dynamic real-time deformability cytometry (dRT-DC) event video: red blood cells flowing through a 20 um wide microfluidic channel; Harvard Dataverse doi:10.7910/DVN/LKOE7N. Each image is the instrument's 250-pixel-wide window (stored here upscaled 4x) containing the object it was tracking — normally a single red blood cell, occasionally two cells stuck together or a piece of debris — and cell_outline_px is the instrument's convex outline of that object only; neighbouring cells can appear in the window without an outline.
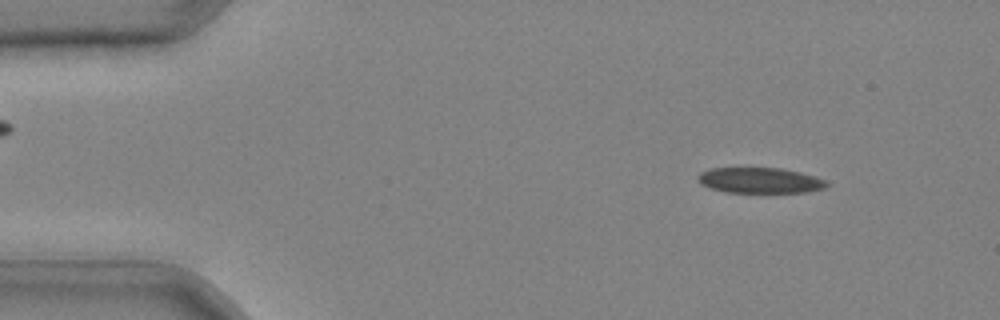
{"species": "common noctule bat (a hibernating species)", "species_latin": "Nyctalus noctula", "temperature_condition": "cold", "stored_images_in_passage": 39, "camera_frame_rate_fps": 3000, "um_per_image_px": 0.085, "animal": {"sex": "male", "body_mass_g": 20.4}, "frame": {"image": 1, "passage_image": 3, "time_ms": 0.667, "image_size_px": [1000, 320], "cell_outline_px": [[828, 184], [824, 188], [808, 192], [724, 192], [700, 184], [696, 180], [696, 176], [700, 172], [708, 168], [780, 168], [800, 172], [816, 176], [828, 180]], "centroid_in_image_um": [64.58, 15.32], "position_along_channel_um": 20.4, "area_um2": 19.36}}
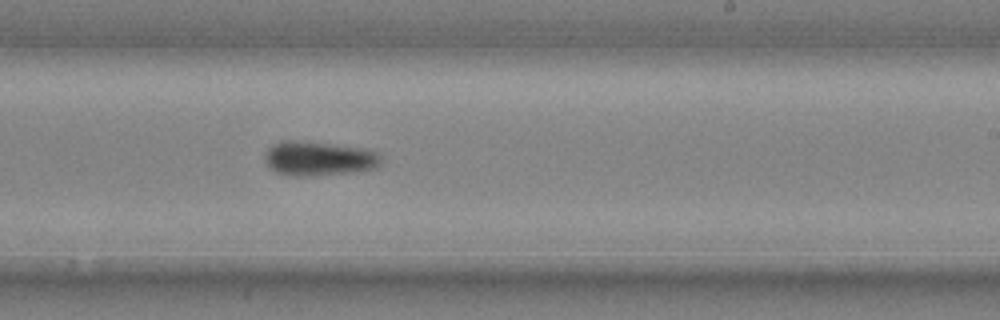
{"frame": {"image": 2, "passage_image": 24, "time_ms": 7.667, "image_size_px": [1000, 320], "cell_outline_px": [[380, 164], [376, 168], [352, 172], [312, 176], [288, 176], [276, 172], [268, 168], [264, 160], [264, 156], [268, 148], [284, 140], [292, 140], [372, 148], [380, 152]], "centroid_in_image_um": [27.12, 13.48], "position_along_channel_um": 261.9, "area_um2": 23.7}}
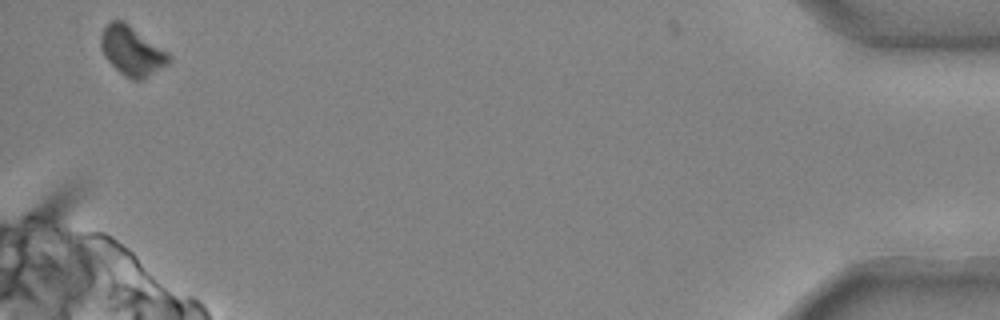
{"frame": {"image": 3, "passage_image": 39, "time_ms": 12.667, "image_size_px": [1000, 320], "cell_outline_px": [[172, 60], [168, 64], [144, 80], [132, 80], [124, 76], [104, 56], [100, 48], [100, 36], [104, 28], [112, 20], [124, 20], [168, 52], [172, 56]], "centroid_in_image_um": [11.23, 4.34], "position_along_channel_um": 424.0, "area_um2": 19.71}}